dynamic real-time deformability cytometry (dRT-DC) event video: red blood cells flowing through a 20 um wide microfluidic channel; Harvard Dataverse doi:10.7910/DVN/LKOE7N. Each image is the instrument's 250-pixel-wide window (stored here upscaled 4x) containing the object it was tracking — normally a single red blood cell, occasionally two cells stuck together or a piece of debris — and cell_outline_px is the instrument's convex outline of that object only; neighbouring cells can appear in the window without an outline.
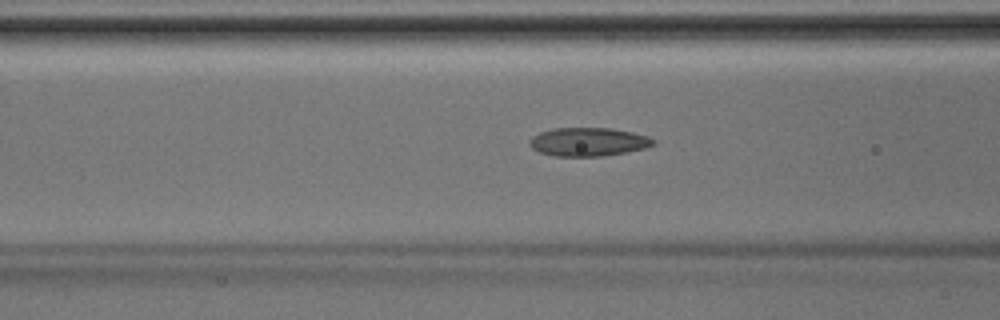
{"species": "Egyptian fruit bat (a non-hibernating species)", "species_latin": "Rousettus aegyptiacus", "temperature_condition": "room temperature", "stored_images_in_passage": 41, "camera_frame_rate_fps": 3000, "um_per_image_px": 0.085, "animal": {"sex": "male"}, "frame": {"image": 1, "passage_image": 17, "time_ms": 5.333, "image_size_px": [1000, 320], "cell_outline_px": [[656, 144], [644, 148], [628, 152], [604, 156], [556, 156], [540, 152], [532, 148], [528, 144], [528, 140], [532, 136], [540, 132], [552, 128], [612, 128], [632, 132], [648, 136], [656, 140]], "centroid_in_image_um": [50.01, 12.05], "position_along_channel_um": 116.6, "area_um2": 20.75}}
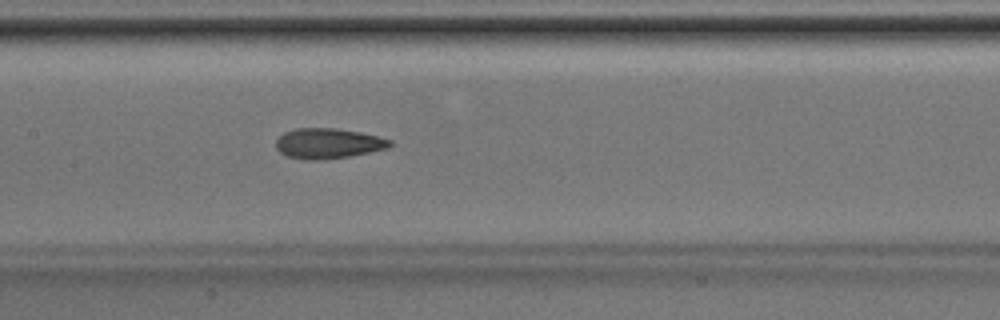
{"frame": {"image": 2, "passage_image": 21, "time_ms": 6.667, "image_size_px": [1000, 320], "cell_outline_px": [[392, 144], [388, 148], [348, 156], [320, 160], [312, 160], [288, 156], [280, 152], [276, 148], [276, 140], [284, 132], [296, 128], [336, 128], [360, 132], [392, 140]], "centroid_in_image_um": [27.88, 12.18], "position_along_channel_um": 179.5, "area_um2": 19.88}}
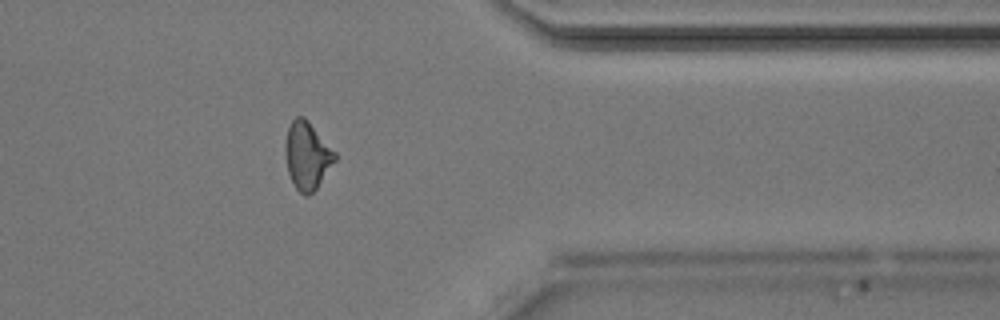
{"frame": {"image": 3, "passage_image": 35, "time_ms": 11.333, "image_size_px": [1000, 320], "cell_outline_px": [[336, 160], [316, 188], [308, 196], [304, 196], [296, 188], [288, 172], [284, 156], [284, 144], [288, 128], [292, 120], [296, 116], [304, 116], [308, 120], [336, 152]], "centroid_in_image_um": [26.09, 13.2], "position_along_channel_um": 385.3, "area_um2": 19.59}}